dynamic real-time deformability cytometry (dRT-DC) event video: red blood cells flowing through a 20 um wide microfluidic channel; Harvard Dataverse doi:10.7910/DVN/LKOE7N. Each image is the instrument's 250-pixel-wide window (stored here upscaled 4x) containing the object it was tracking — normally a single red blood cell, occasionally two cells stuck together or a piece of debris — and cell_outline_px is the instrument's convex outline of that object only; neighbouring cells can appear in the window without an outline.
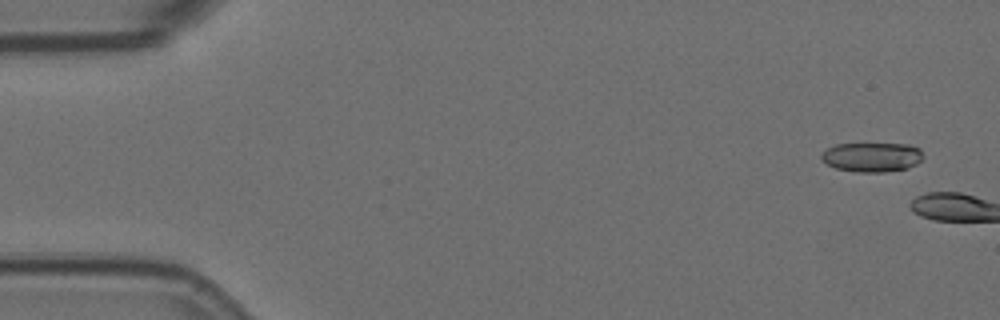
{"species": "Egyptian fruit bat (a non-hibernating species)", "species_latin": "Rousettus aegyptiacus", "temperature_condition": "room temperature", "stored_images_in_passage": 2, "camera_frame_rate_fps": 3000, "um_per_image_px": 0.085, "animal": {"sex": "female"}, "frame": {"image": 1, "passage_image": 1, "time_ms": 0.0, "image_size_px": [1000, 320], "cell_outline_px": [[924, 156], [916, 164], [908, 168], [884, 172], [860, 172], [836, 168], [820, 160], [820, 156], [828, 148], [836, 144], [908, 144], [920, 148]], "centroid_in_image_um": [74.13, 13.35], "position_along_channel_um": 10.9, "area_um2": 17.4}}